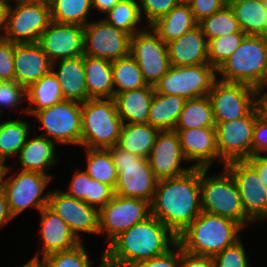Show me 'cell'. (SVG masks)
<instances>
[{
    "label": "cell",
    "instance_id": "obj_1",
    "mask_svg": "<svg viewBox=\"0 0 267 267\" xmlns=\"http://www.w3.org/2000/svg\"><path fill=\"white\" fill-rule=\"evenodd\" d=\"M201 168L176 178L158 180L150 203L151 215L178 236L202 212Z\"/></svg>",
    "mask_w": 267,
    "mask_h": 267
},
{
    "label": "cell",
    "instance_id": "obj_2",
    "mask_svg": "<svg viewBox=\"0 0 267 267\" xmlns=\"http://www.w3.org/2000/svg\"><path fill=\"white\" fill-rule=\"evenodd\" d=\"M178 243L177 236L154 216L114 238L103 251L104 267H134L163 255Z\"/></svg>",
    "mask_w": 267,
    "mask_h": 267
},
{
    "label": "cell",
    "instance_id": "obj_3",
    "mask_svg": "<svg viewBox=\"0 0 267 267\" xmlns=\"http://www.w3.org/2000/svg\"><path fill=\"white\" fill-rule=\"evenodd\" d=\"M242 229L239 223L229 218L202 211L177 239L185 252L213 257L239 241L238 234Z\"/></svg>",
    "mask_w": 267,
    "mask_h": 267
},
{
    "label": "cell",
    "instance_id": "obj_4",
    "mask_svg": "<svg viewBox=\"0 0 267 267\" xmlns=\"http://www.w3.org/2000/svg\"><path fill=\"white\" fill-rule=\"evenodd\" d=\"M267 65V36L246 35L240 46L217 69L224 82L249 85L263 91Z\"/></svg>",
    "mask_w": 267,
    "mask_h": 267
},
{
    "label": "cell",
    "instance_id": "obj_5",
    "mask_svg": "<svg viewBox=\"0 0 267 267\" xmlns=\"http://www.w3.org/2000/svg\"><path fill=\"white\" fill-rule=\"evenodd\" d=\"M81 146L108 149L117 145L123 126L114 99H88L81 104Z\"/></svg>",
    "mask_w": 267,
    "mask_h": 267
},
{
    "label": "cell",
    "instance_id": "obj_6",
    "mask_svg": "<svg viewBox=\"0 0 267 267\" xmlns=\"http://www.w3.org/2000/svg\"><path fill=\"white\" fill-rule=\"evenodd\" d=\"M115 163L118 179L114 194L152 201L158 179L147 158L123 150L117 145L108 148Z\"/></svg>",
    "mask_w": 267,
    "mask_h": 267
},
{
    "label": "cell",
    "instance_id": "obj_7",
    "mask_svg": "<svg viewBox=\"0 0 267 267\" xmlns=\"http://www.w3.org/2000/svg\"><path fill=\"white\" fill-rule=\"evenodd\" d=\"M208 170L201 168L202 211L229 218L242 227L249 222L252 223L245 215L240 193L232 175L224 168L221 175L209 176Z\"/></svg>",
    "mask_w": 267,
    "mask_h": 267
},
{
    "label": "cell",
    "instance_id": "obj_8",
    "mask_svg": "<svg viewBox=\"0 0 267 267\" xmlns=\"http://www.w3.org/2000/svg\"><path fill=\"white\" fill-rule=\"evenodd\" d=\"M16 3L13 8L10 4L7 14V25L3 38L12 43H36L41 34L49 26L51 20L50 3L11 0Z\"/></svg>",
    "mask_w": 267,
    "mask_h": 267
},
{
    "label": "cell",
    "instance_id": "obj_9",
    "mask_svg": "<svg viewBox=\"0 0 267 267\" xmlns=\"http://www.w3.org/2000/svg\"><path fill=\"white\" fill-rule=\"evenodd\" d=\"M217 79V70L210 64L171 65L154 88L157 93L189 100L208 96Z\"/></svg>",
    "mask_w": 267,
    "mask_h": 267
},
{
    "label": "cell",
    "instance_id": "obj_10",
    "mask_svg": "<svg viewBox=\"0 0 267 267\" xmlns=\"http://www.w3.org/2000/svg\"><path fill=\"white\" fill-rule=\"evenodd\" d=\"M9 167L5 169L2 189L5 192L8 209L14 218L28 207H34L40 211L48 206L50 193L43 192L52 179L51 176L39 172L19 171L16 176L11 175L6 179Z\"/></svg>",
    "mask_w": 267,
    "mask_h": 267
},
{
    "label": "cell",
    "instance_id": "obj_11",
    "mask_svg": "<svg viewBox=\"0 0 267 267\" xmlns=\"http://www.w3.org/2000/svg\"><path fill=\"white\" fill-rule=\"evenodd\" d=\"M259 116L256 106L244 117L215 123L219 163L244 161L252 157L253 129Z\"/></svg>",
    "mask_w": 267,
    "mask_h": 267
},
{
    "label": "cell",
    "instance_id": "obj_12",
    "mask_svg": "<svg viewBox=\"0 0 267 267\" xmlns=\"http://www.w3.org/2000/svg\"><path fill=\"white\" fill-rule=\"evenodd\" d=\"M129 54L137 62L147 85L155 86L171 67L167 44L149 27L130 37Z\"/></svg>",
    "mask_w": 267,
    "mask_h": 267
},
{
    "label": "cell",
    "instance_id": "obj_13",
    "mask_svg": "<svg viewBox=\"0 0 267 267\" xmlns=\"http://www.w3.org/2000/svg\"><path fill=\"white\" fill-rule=\"evenodd\" d=\"M33 116L37 117L45 130V134L41 136L59 144L81 145V103L63 100Z\"/></svg>",
    "mask_w": 267,
    "mask_h": 267
},
{
    "label": "cell",
    "instance_id": "obj_14",
    "mask_svg": "<svg viewBox=\"0 0 267 267\" xmlns=\"http://www.w3.org/2000/svg\"><path fill=\"white\" fill-rule=\"evenodd\" d=\"M257 91L246 84L217 79L208 95L215 123L246 116L256 106Z\"/></svg>",
    "mask_w": 267,
    "mask_h": 267
},
{
    "label": "cell",
    "instance_id": "obj_15",
    "mask_svg": "<svg viewBox=\"0 0 267 267\" xmlns=\"http://www.w3.org/2000/svg\"><path fill=\"white\" fill-rule=\"evenodd\" d=\"M151 216L150 202L114 194L99 210V234H107L109 243L123 231Z\"/></svg>",
    "mask_w": 267,
    "mask_h": 267
},
{
    "label": "cell",
    "instance_id": "obj_16",
    "mask_svg": "<svg viewBox=\"0 0 267 267\" xmlns=\"http://www.w3.org/2000/svg\"><path fill=\"white\" fill-rule=\"evenodd\" d=\"M130 35L108 24L104 19L84 26V55L110 62L127 57Z\"/></svg>",
    "mask_w": 267,
    "mask_h": 267
},
{
    "label": "cell",
    "instance_id": "obj_17",
    "mask_svg": "<svg viewBox=\"0 0 267 267\" xmlns=\"http://www.w3.org/2000/svg\"><path fill=\"white\" fill-rule=\"evenodd\" d=\"M224 168L232 175L245 211L254 223L267 218V188L257 172L244 160L226 163Z\"/></svg>",
    "mask_w": 267,
    "mask_h": 267
},
{
    "label": "cell",
    "instance_id": "obj_18",
    "mask_svg": "<svg viewBox=\"0 0 267 267\" xmlns=\"http://www.w3.org/2000/svg\"><path fill=\"white\" fill-rule=\"evenodd\" d=\"M38 43L55 67L57 59L84 55V26L51 21Z\"/></svg>",
    "mask_w": 267,
    "mask_h": 267
},
{
    "label": "cell",
    "instance_id": "obj_19",
    "mask_svg": "<svg viewBox=\"0 0 267 267\" xmlns=\"http://www.w3.org/2000/svg\"><path fill=\"white\" fill-rule=\"evenodd\" d=\"M48 207L58 214L81 241L80 232L99 234V211L63 191L49 192Z\"/></svg>",
    "mask_w": 267,
    "mask_h": 267
},
{
    "label": "cell",
    "instance_id": "obj_20",
    "mask_svg": "<svg viewBox=\"0 0 267 267\" xmlns=\"http://www.w3.org/2000/svg\"><path fill=\"white\" fill-rule=\"evenodd\" d=\"M147 159L158 180L176 178L194 168L181 167V162L186 158L176 131H160Z\"/></svg>",
    "mask_w": 267,
    "mask_h": 267
},
{
    "label": "cell",
    "instance_id": "obj_21",
    "mask_svg": "<svg viewBox=\"0 0 267 267\" xmlns=\"http://www.w3.org/2000/svg\"><path fill=\"white\" fill-rule=\"evenodd\" d=\"M174 131L178 133L186 161H195L192 165L194 168L209 169L212 162L219 158L215 127L174 129Z\"/></svg>",
    "mask_w": 267,
    "mask_h": 267
},
{
    "label": "cell",
    "instance_id": "obj_22",
    "mask_svg": "<svg viewBox=\"0 0 267 267\" xmlns=\"http://www.w3.org/2000/svg\"><path fill=\"white\" fill-rule=\"evenodd\" d=\"M52 62L40 44L14 43V80L28 88L51 71Z\"/></svg>",
    "mask_w": 267,
    "mask_h": 267
},
{
    "label": "cell",
    "instance_id": "obj_23",
    "mask_svg": "<svg viewBox=\"0 0 267 267\" xmlns=\"http://www.w3.org/2000/svg\"><path fill=\"white\" fill-rule=\"evenodd\" d=\"M167 49L172 66L209 64L208 41L199 25L167 43Z\"/></svg>",
    "mask_w": 267,
    "mask_h": 267
},
{
    "label": "cell",
    "instance_id": "obj_24",
    "mask_svg": "<svg viewBox=\"0 0 267 267\" xmlns=\"http://www.w3.org/2000/svg\"><path fill=\"white\" fill-rule=\"evenodd\" d=\"M41 215L42 257L55 252L70 250L80 244L67 223L48 206L43 207Z\"/></svg>",
    "mask_w": 267,
    "mask_h": 267
},
{
    "label": "cell",
    "instance_id": "obj_25",
    "mask_svg": "<svg viewBox=\"0 0 267 267\" xmlns=\"http://www.w3.org/2000/svg\"><path fill=\"white\" fill-rule=\"evenodd\" d=\"M57 65L58 70H54V66H52L51 71L59 81L64 100L81 104L87 101L88 92L85 82L84 55L61 59Z\"/></svg>",
    "mask_w": 267,
    "mask_h": 267
},
{
    "label": "cell",
    "instance_id": "obj_26",
    "mask_svg": "<svg viewBox=\"0 0 267 267\" xmlns=\"http://www.w3.org/2000/svg\"><path fill=\"white\" fill-rule=\"evenodd\" d=\"M154 93V86L148 85L116 94L114 101L123 124L148 123L150 103Z\"/></svg>",
    "mask_w": 267,
    "mask_h": 267
},
{
    "label": "cell",
    "instance_id": "obj_27",
    "mask_svg": "<svg viewBox=\"0 0 267 267\" xmlns=\"http://www.w3.org/2000/svg\"><path fill=\"white\" fill-rule=\"evenodd\" d=\"M18 155L21 171L39 172L45 175H49L46 170L58 161L55 158L53 140L41 135L27 139Z\"/></svg>",
    "mask_w": 267,
    "mask_h": 267
},
{
    "label": "cell",
    "instance_id": "obj_28",
    "mask_svg": "<svg viewBox=\"0 0 267 267\" xmlns=\"http://www.w3.org/2000/svg\"><path fill=\"white\" fill-rule=\"evenodd\" d=\"M112 62L84 55L88 99H114Z\"/></svg>",
    "mask_w": 267,
    "mask_h": 267
},
{
    "label": "cell",
    "instance_id": "obj_29",
    "mask_svg": "<svg viewBox=\"0 0 267 267\" xmlns=\"http://www.w3.org/2000/svg\"><path fill=\"white\" fill-rule=\"evenodd\" d=\"M188 2L181 1L168 14L158 18L150 27L167 44L196 27Z\"/></svg>",
    "mask_w": 267,
    "mask_h": 267
},
{
    "label": "cell",
    "instance_id": "obj_30",
    "mask_svg": "<svg viewBox=\"0 0 267 267\" xmlns=\"http://www.w3.org/2000/svg\"><path fill=\"white\" fill-rule=\"evenodd\" d=\"M247 35L267 36V0H227Z\"/></svg>",
    "mask_w": 267,
    "mask_h": 267
},
{
    "label": "cell",
    "instance_id": "obj_31",
    "mask_svg": "<svg viewBox=\"0 0 267 267\" xmlns=\"http://www.w3.org/2000/svg\"><path fill=\"white\" fill-rule=\"evenodd\" d=\"M186 99L155 91L150 103L148 123L159 131H174Z\"/></svg>",
    "mask_w": 267,
    "mask_h": 267
},
{
    "label": "cell",
    "instance_id": "obj_32",
    "mask_svg": "<svg viewBox=\"0 0 267 267\" xmlns=\"http://www.w3.org/2000/svg\"><path fill=\"white\" fill-rule=\"evenodd\" d=\"M160 131L149 123L123 124L117 146L147 158Z\"/></svg>",
    "mask_w": 267,
    "mask_h": 267
},
{
    "label": "cell",
    "instance_id": "obj_33",
    "mask_svg": "<svg viewBox=\"0 0 267 267\" xmlns=\"http://www.w3.org/2000/svg\"><path fill=\"white\" fill-rule=\"evenodd\" d=\"M26 94L29 104L26 112L31 115L64 100L59 81L52 71L26 88Z\"/></svg>",
    "mask_w": 267,
    "mask_h": 267
},
{
    "label": "cell",
    "instance_id": "obj_34",
    "mask_svg": "<svg viewBox=\"0 0 267 267\" xmlns=\"http://www.w3.org/2000/svg\"><path fill=\"white\" fill-rule=\"evenodd\" d=\"M215 127L212 105L208 96L186 100L174 129Z\"/></svg>",
    "mask_w": 267,
    "mask_h": 267
},
{
    "label": "cell",
    "instance_id": "obj_35",
    "mask_svg": "<svg viewBox=\"0 0 267 267\" xmlns=\"http://www.w3.org/2000/svg\"><path fill=\"white\" fill-rule=\"evenodd\" d=\"M111 69L114 96L129 90L148 86L137 62L130 54L127 57L113 61Z\"/></svg>",
    "mask_w": 267,
    "mask_h": 267
},
{
    "label": "cell",
    "instance_id": "obj_36",
    "mask_svg": "<svg viewBox=\"0 0 267 267\" xmlns=\"http://www.w3.org/2000/svg\"><path fill=\"white\" fill-rule=\"evenodd\" d=\"M85 150L87 156L85 172L92 179L109 185L114 190L118 173L108 149L85 148Z\"/></svg>",
    "mask_w": 267,
    "mask_h": 267
},
{
    "label": "cell",
    "instance_id": "obj_37",
    "mask_svg": "<svg viewBox=\"0 0 267 267\" xmlns=\"http://www.w3.org/2000/svg\"><path fill=\"white\" fill-rule=\"evenodd\" d=\"M51 20L62 24L85 26L92 9V0H52Z\"/></svg>",
    "mask_w": 267,
    "mask_h": 267
},
{
    "label": "cell",
    "instance_id": "obj_38",
    "mask_svg": "<svg viewBox=\"0 0 267 267\" xmlns=\"http://www.w3.org/2000/svg\"><path fill=\"white\" fill-rule=\"evenodd\" d=\"M30 127L23 120H8L0 123V161L19 154L29 136Z\"/></svg>",
    "mask_w": 267,
    "mask_h": 267
},
{
    "label": "cell",
    "instance_id": "obj_39",
    "mask_svg": "<svg viewBox=\"0 0 267 267\" xmlns=\"http://www.w3.org/2000/svg\"><path fill=\"white\" fill-rule=\"evenodd\" d=\"M198 25L201 27L207 41L223 35L243 32L228 4L210 17L203 19Z\"/></svg>",
    "mask_w": 267,
    "mask_h": 267
},
{
    "label": "cell",
    "instance_id": "obj_40",
    "mask_svg": "<svg viewBox=\"0 0 267 267\" xmlns=\"http://www.w3.org/2000/svg\"><path fill=\"white\" fill-rule=\"evenodd\" d=\"M104 20L115 28L133 36L139 32L137 24L142 20L139 5L136 0H122L106 15Z\"/></svg>",
    "mask_w": 267,
    "mask_h": 267
},
{
    "label": "cell",
    "instance_id": "obj_41",
    "mask_svg": "<svg viewBox=\"0 0 267 267\" xmlns=\"http://www.w3.org/2000/svg\"><path fill=\"white\" fill-rule=\"evenodd\" d=\"M246 35L247 34L245 32H238L209 40V64L217 70L240 46L242 40Z\"/></svg>",
    "mask_w": 267,
    "mask_h": 267
},
{
    "label": "cell",
    "instance_id": "obj_42",
    "mask_svg": "<svg viewBox=\"0 0 267 267\" xmlns=\"http://www.w3.org/2000/svg\"><path fill=\"white\" fill-rule=\"evenodd\" d=\"M41 259L46 263L47 267H92V261L86 253L82 242L70 250L55 252ZM100 260L99 267H104L103 252Z\"/></svg>",
    "mask_w": 267,
    "mask_h": 267
},
{
    "label": "cell",
    "instance_id": "obj_43",
    "mask_svg": "<svg viewBox=\"0 0 267 267\" xmlns=\"http://www.w3.org/2000/svg\"><path fill=\"white\" fill-rule=\"evenodd\" d=\"M214 267H250L241 240L212 257Z\"/></svg>",
    "mask_w": 267,
    "mask_h": 267
},
{
    "label": "cell",
    "instance_id": "obj_44",
    "mask_svg": "<svg viewBox=\"0 0 267 267\" xmlns=\"http://www.w3.org/2000/svg\"><path fill=\"white\" fill-rule=\"evenodd\" d=\"M137 2L141 17H146L150 26L158 18L168 14L181 0H137Z\"/></svg>",
    "mask_w": 267,
    "mask_h": 267
},
{
    "label": "cell",
    "instance_id": "obj_45",
    "mask_svg": "<svg viewBox=\"0 0 267 267\" xmlns=\"http://www.w3.org/2000/svg\"><path fill=\"white\" fill-rule=\"evenodd\" d=\"M113 196L114 190L109 185L96 181L88 175L86 204L99 211L112 199Z\"/></svg>",
    "mask_w": 267,
    "mask_h": 267
},
{
    "label": "cell",
    "instance_id": "obj_46",
    "mask_svg": "<svg viewBox=\"0 0 267 267\" xmlns=\"http://www.w3.org/2000/svg\"><path fill=\"white\" fill-rule=\"evenodd\" d=\"M22 99H27L24 86L15 80L2 81L0 84V115L3 107L12 108L19 105Z\"/></svg>",
    "mask_w": 267,
    "mask_h": 267
},
{
    "label": "cell",
    "instance_id": "obj_47",
    "mask_svg": "<svg viewBox=\"0 0 267 267\" xmlns=\"http://www.w3.org/2000/svg\"><path fill=\"white\" fill-rule=\"evenodd\" d=\"M14 43L0 38V79L14 80Z\"/></svg>",
    "mask_w": 267,
    "mask_h": 267
},
{
    "label": "cell",
    "instance_id": "obj_48",
    "mask_svg": "<svg viewBox=\"0 0 267 267\" xmlns=\"http://www.w3.org/2000/svg\"><path fill=\"white\" fill-rule=\"evenodd\" d=\"M187 2L197 23L227 5V0H188Z\"/></svg>",
    "mask_w": 267,
    "mask_h": 267
},
{
    "label": "cell",
    "instance_id": "obj_49",
    "mask_svg": "<svg viewBox=\"0 0 267 267\" xmlns=\"http://www.w3.org/2000/svg\"><path fill=\"white\" fill-rule=\"evenodd\" d=\"M174 249L167 253L142 261L134 267H180V245L177 243Z\"/></svg>",
    "mask_w": 267,
    "mask_h": 267
},
{
    "label": "cell",
    "instance_id": "obj_50",
    "mask_svg": "<svg viewBox=\"0 0 267 267\" xmlns=\"http://www.w3.org/2000/svg\"><path fill=\"white\" fill-rule=\"evenodd\" d=\"M87 188L88 174L85 170H76V173H74L71 179L70 188L65 193L86 203Z\"/></svg>",
    "mask_w": 267,
    "mask_h": 267
},
{
    "label": "cell",
    "instance_id": "obj_51",
    "mask_svg": "<svg viewBox=\"0 0 267 267\" xmlns=\"http://www.w3.org/2000/svg\"><path fill=\"white\" fill-rule=\"evenodd\" d=\"M265 148H267V122L258 116L253 129L252 156L258 155Z\"/></svg>",
    "mask_w": 267,
    "mask_h": 267
},
{
    "label": "cell",
    "instance_id": "obj_52",
    "mask_svg": "<svg viewBox=\"0 0 267 267\" xmlns=\"http://www.w3.org/2000/svg\"><path fill=\"white\" fill-rule=\"evenodd\" d=\"M180 267H214V263L212 257L190 254L180 246Z\"/></svg>",
    "mask_w": 267,
    "mask_h": 267
},
{
    "label": "cell",
    "instance_id": "obj_53",
    "mask_svg": "<svg viewBox=\"0 0 267 267\" xmlns=\"http://www.w3.org/2000/svg\"><path fill=\"white\" fill-rule=\"evenodd\" d=\"M245 161L257 172L263 185L267 188V162L262 161L257 155Z\"/></svg>",
    "mask_w": 267,
    "mask_h": 267
},
{
    "label": "cell",
    "instance_id": "obj_54",
    "mask_svg": "<svg viewBox=\"0 0 267 267\" xmlns=\"http://www.w3.org/2000/svg\"><path fill=\"white\" fill-rule=\"evenodd\" d=\"M12 219L13 217L11 216L9 209H8V203L6 200L5 192L1 188L0 189V228L1 226H4L6 223H8Z\"/></svg>",
    "mask_w": 267,
    "mask_h": 267
},
{
    "label": "cell",
    "instance_id": "obj_55",
    "mask_svg": "<svg viewBox=\"0 0 267 267\" xmlns=\"http://www.w3.org/2000/svg\"><path fill=\"white\" fill-rule=\"evenodd\" d=\"M122 0H92V8L95 7L105 15Z\"/></svg>",
    "mask_w": 267,
    "mask_h": 267
},
{
    "label": "cell",
    "instance_id": "obj_56",
    "mask_svg": "<svg viewBox=\"0 0 267 267\" xmlns=\"http://www.w3.org/2000/svg\"><path fill=\"white\" fill-rule=\"evenodd\" d=\"M258 91L256 94V108L259 114V117L267 122V91L263 95L258 97Z\"/></svg>",
    "mask_w": 267,
    "mask_h": 267
},
{
    "label": "cell",
    "instance_id": "obj_57",
    "mask_svg": "<svg viewBox=\"0 0 267 267\" xmlns=\"http://www.w3.org/2000/svg\"><path fill=\"white\" fill-rule=\"evenodd\" d=\"M9 0H0V31H4L7 25V14L9 9Z\"/></svg>",
    "mask_w": 267,
    "mask_h": 267
},
{
    "label": "cell",
    "instance_id": "obj_58",
    "mask_svg": "<svg viewBox=\"0 0 267 267\" xmlns=\"http://www.w3.org/2000/svg\"><path fill=\"white\" fill-rule=\"evenodd\" d=\"M42 261V262H41ZM22 267H47L43 260H40L39 252L29 262Z\"/></svg>",
    "mask_w": 267,
    "mask_h": 267
},
{
    "label": "cell",
    "instance_id": "obj_59",
    "mask_svg": "<svg viewBox=\"0 0 267 267\" xmlns=\"http://www.w3.org/2000/svg\"><path fill=\"white\" fill-rule=\"evenodd\" d=\"M6 167H7L6 165L0 164V189L2 188L3 177H4Z\"/></svg>",
    "mask_w": 267,
    "mask_h": 267
},
{
    "label": "cell",
    "instance_id": "obj_60",
    "mask_svg": "<svg viewBox=\"0 0 267 267\" xmlns=\"http://www.w3.org/2000/svg\"><path fill=\"white\" fill-rule=\"evenodd\" d=\"M265 151V155L267 153V148L261 150V152L257 155L262 161H266L267 162V155L266 156H262L261 153H263Z\"/></svg>",
    "mask_w": 267,
    "mask_h": 267
},
{
    "label": "cell",
    "instance_id": "obj_61",
    "mask_svg": "<svg viewBox=\"0 0 267 267\" xmlns=\"http://www.w3.org/2000/svg\"><path fill=\"white\" fill-rule=\"evenodd\" d=\"M267 86V65H266V70H265V75H264V80H263V89Z\"/></svg>",
    "mask_w": 267,
    "mask_h": 267
},
{
    "label": "cell",
    "instance_id": "obj_62",
    "mask_svg": "<svg viewBox=\"0 0 267 267\" xmlns=\"http://www.w3.org/2000/svg\"><path fill=\"white\" fill-rule=\"evenodd\" d=\"M25 1H36V2L50 3L52 0H25Z\"/></svg>",
    "mask_w": 267,
    "mask_h": 267
}]
</instances>
